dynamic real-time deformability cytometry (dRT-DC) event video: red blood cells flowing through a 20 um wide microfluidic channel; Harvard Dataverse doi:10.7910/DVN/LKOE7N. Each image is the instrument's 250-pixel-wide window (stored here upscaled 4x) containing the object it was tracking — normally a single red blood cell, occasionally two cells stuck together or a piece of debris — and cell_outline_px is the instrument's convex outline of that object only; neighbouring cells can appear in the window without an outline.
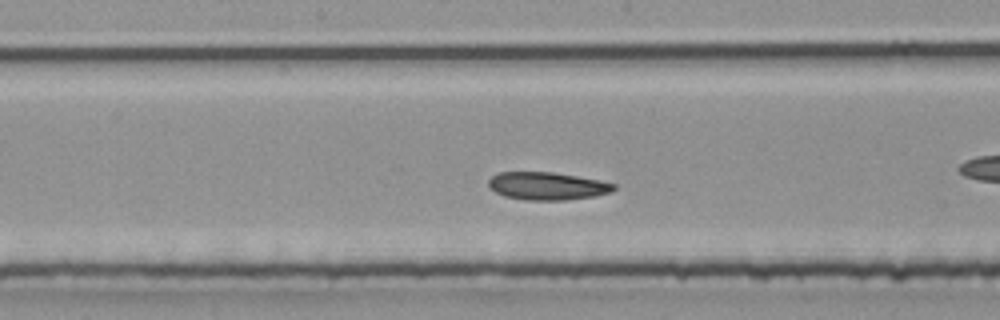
{"species": "common noctule bat (a hibernating species)", "species_latin": "Nyctalus noctula", "temperature_condition": "room temperature", "stored_images_in_passage": 36, "camera_frame_rate_fps": 3000, "um_per_image_px": 0.085, "animal": {"sex": "male", "body_mass_g": 20.4}, "frame": {"image": 1, "passage_image": 16, "time_ms": 5.0, "image_size_px": [1000, 320], "cell_outline_px": [[616, 188], [612, 192], [596, 196], [568, 200], [524, 200], [504, 196], [488, 188], [488, 180], [492, 176], [500, 172], [552, 172], [600, 180], [616, 184]], "centroid_in_image_um": [46.52, 15.82], "position_along_channel_um": 201.7, "area_um2": 20.46}}
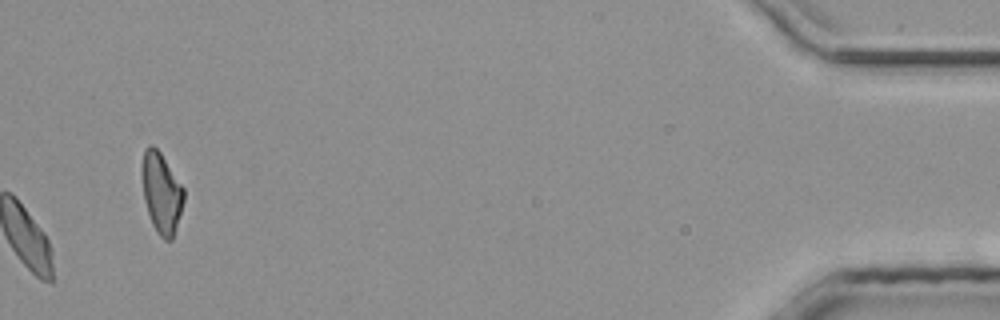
{"frame": {"image": 2, "passage_image": 36, "time_ms": 11.667, "image_size_px": [1000, 320], "cell_outline_px": [[184, 200], [172, 240], [164, 240], [156, 232], [152, 224], [144, 200], [140, 172], [140, 168], [144, 148], [148, 144], [152, 144], [160, 152], [184, 188]], "centroid_in_image_um": [13.69, 16.35], "position_along_channel_um": 421.5, "area_um2": 19.83}}